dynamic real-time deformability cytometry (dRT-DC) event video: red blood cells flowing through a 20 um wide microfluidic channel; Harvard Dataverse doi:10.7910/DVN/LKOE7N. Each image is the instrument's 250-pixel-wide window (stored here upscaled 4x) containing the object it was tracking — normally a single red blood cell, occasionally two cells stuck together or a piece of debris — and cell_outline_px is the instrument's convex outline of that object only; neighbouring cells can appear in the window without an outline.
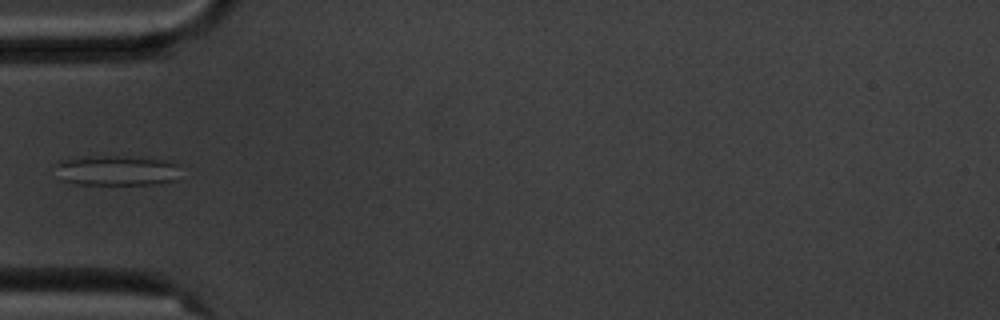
{"species": "common noctule bat (a hibernating species)", "species_latin": "Nyctalus noctula", "temperature_condition": "cold", "stored_images_in_passage": 7, "camera_frame_rate_fps": 3000, "um_per_image_px": 0.085, "animal": {"sex": "male", "body_mass_g": 20.1, "forearm_length_mm": 53.5}, "frame": {"image": 1, "passage_image": 5, "time_ms": 5.333, "image_size_px": [1000, 320], "cell_outline_px": [[180, 164], [176, 180], [156, 184], [76, 184], [60, 180], [52, 164], [60, 160], [80, 156], [140, 156], [172, 160]], "centroid_in_image_um": [9.9, 14.46], "position_along_channel_um": 75.1, "area_um2": 22.89}}
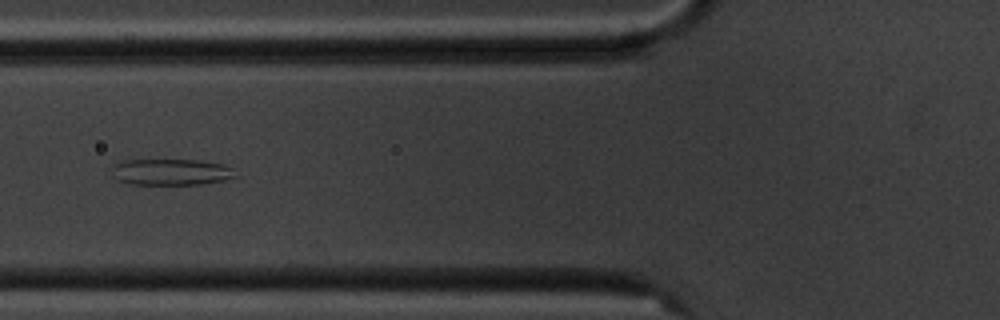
{"frame": {"image": 2, "passage_image": 6, "time_ms": 6.333, "image_size_px": [1000, 320], "cell_outline_px": [[236, 176], [224, 180], [200, 184], [132, 184], [116, 180], [112, 168], [112, 164], [124, 160], [196, 160], [224, 164], [232, 168]], "centroid_in_image_um": [14.52, 14.61], "position_along_channel_um": 111.3, "area_um2": 18.84}}